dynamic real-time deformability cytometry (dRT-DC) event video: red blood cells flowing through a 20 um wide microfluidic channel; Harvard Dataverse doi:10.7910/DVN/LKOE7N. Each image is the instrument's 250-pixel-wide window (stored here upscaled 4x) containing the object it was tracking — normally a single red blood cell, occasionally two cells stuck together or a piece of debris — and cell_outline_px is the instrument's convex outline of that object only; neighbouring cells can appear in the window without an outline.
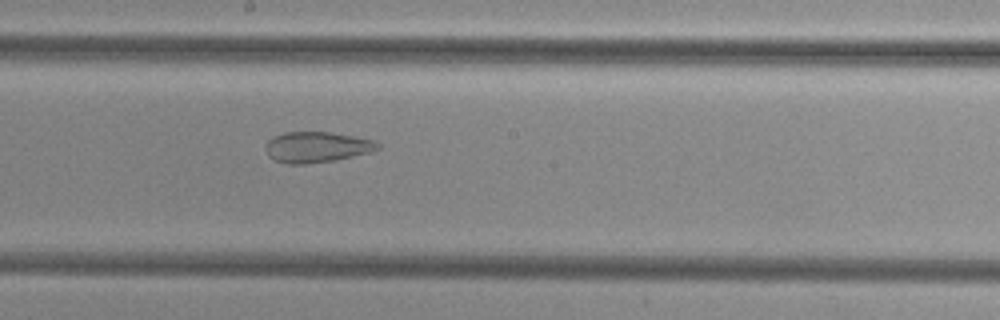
{"species": "common noctule bat (a hibernating species)", "species_latin": "Nyctalus noctula", "temperature_condition": "cold", "stored_images_in_passage": 50, "camera_frame_rate_fps": 3000, "um_per_image_px": 0.085, "animal": {"sex": "female", "body_mass_g": 29.2, "forearm_length_mm": 56.3}, "frame": {"image": 1, "passage_image": 28, "time_ms": 9.0, "image_size_px": [1000, 320], "cell_outline_px": [[380, 148], [372, 152], [336, 160], [304, 164], [288, 164], [276, 160], [268, 156], [264, 148], [264, 144], [272, 136], [284, 132], [328, 132], [352, 136], [372, 140], [380, 144]], "centroid_in_image_um": [26.88, 12.5], "position_along_channel_um": 221.3, "area_um2": 20.17}}
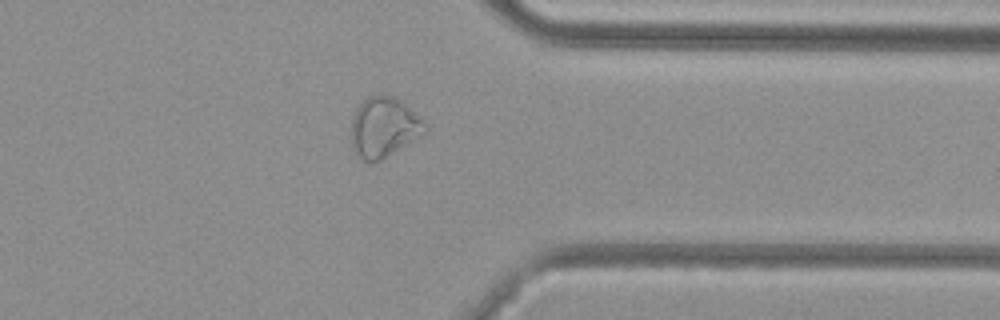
{"frame": {"image": 2, "passage_image": 40, "time_ms": 13.0, "image_size_px": [1000, 320], "cell_outline_px": [[428, 132], [380, 160], [364, 160], [352, 152], [352, 116], [356, 108], [368, 96], [380, 92], [392, 96], [400, 100], [420, 116], [424, 120], [428, 128]], "centroid_in_image_um": [32.64, 10.78], "position_along_channel_um": 378.8, "area_um2": 26.01}}
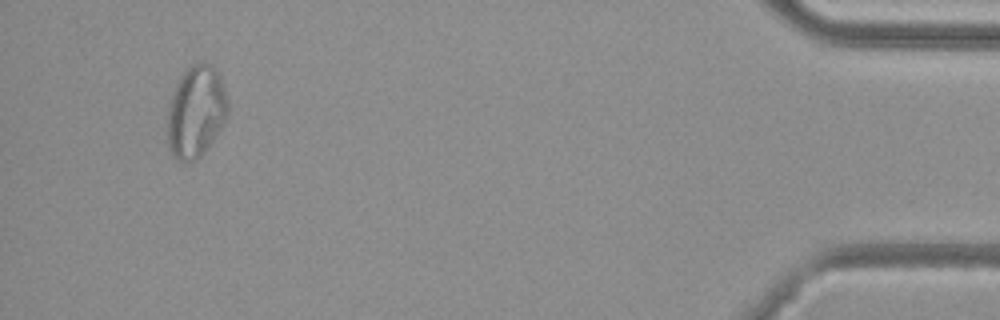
{"frame": {"image": 3, "passage_image": 48, "time_ms": 15.667, "image_size_px": [1000, 320], "cell_outline_px": [[228, 116], [204, 152], [196, 160], [184, 164], [176, 160], [168, 152], [168, 104], [176, 84], [184, 72], [192, 64], [208, 64], [220, 76], [224, 84], [228, 104]], "centroid_in_image_um": [16.64, 9.56], "position_along_channel_um": 418.6, "area_um2": 32.31}}